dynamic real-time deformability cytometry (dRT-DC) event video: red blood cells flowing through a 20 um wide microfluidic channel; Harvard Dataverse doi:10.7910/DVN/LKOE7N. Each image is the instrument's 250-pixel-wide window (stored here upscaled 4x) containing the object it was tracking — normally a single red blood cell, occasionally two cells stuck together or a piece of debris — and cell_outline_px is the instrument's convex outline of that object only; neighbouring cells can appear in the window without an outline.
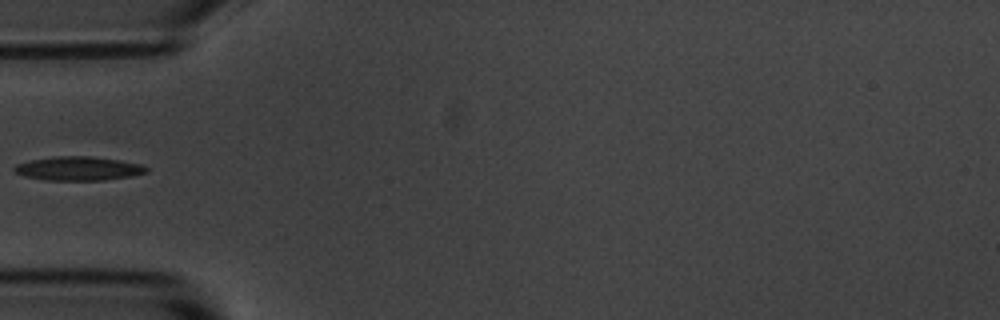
{"species": "common noctule bat (a hibernating species)", "species_latin": "Nyctalus noctula", "temperature_condition": "room temperature", "stored_images_in_passage": 1, "camera_frame_rate_fps": 3000, "um_per_image_px": 0.085, "animal": {"sex": "male", "body_mass_g": 20.1, "forearm_length_mm": 53.5}, "frame": {"image": 1, "passage_image": 1, "time_ms": 0.0, "image_size_px": [1000, 320], "cell_outline_px": [[148, 172], [132, 176], [104, 180], [44, 180], [24, 176], [16, 172], [12, 168], [16, 164], [32, 160], [56, 156], [92, 156], [120, 160], [144, 164], [148, 168]], "centroid_in_image_um": [6.71, 14.32], "position_along_channel_um": 78.3, "area_um2": 18.5}}